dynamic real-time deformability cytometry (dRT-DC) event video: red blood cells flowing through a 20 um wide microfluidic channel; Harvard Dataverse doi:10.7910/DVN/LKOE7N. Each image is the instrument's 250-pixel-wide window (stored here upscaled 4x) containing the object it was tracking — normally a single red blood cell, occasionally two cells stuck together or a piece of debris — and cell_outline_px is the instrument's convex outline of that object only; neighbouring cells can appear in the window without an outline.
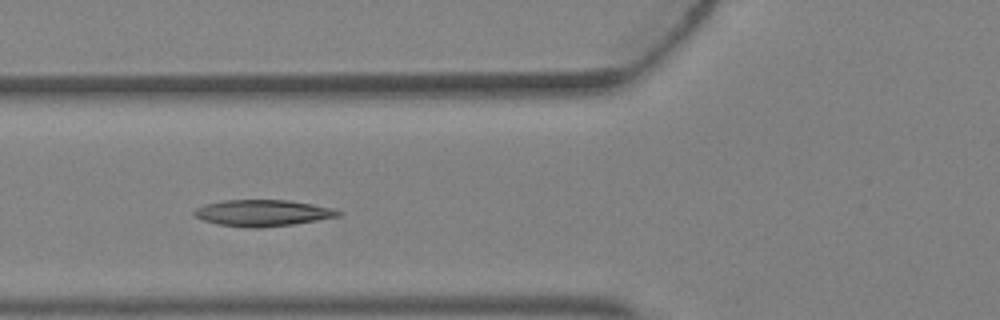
{"species": "Egyptian fruit bat (a non-hibernating species)", "species_latin": "Rousettus aegyptiacus", "temperature_condition": "warm", "stored_images_in_passage": 5, "camera_frame_rate_fps": 3000, "um_per_image_px": 0.085, "animal": {"sex": "female"}, "frame": {"image": 1, "passage_image": 5, "time_ms": 1.333, "image_size_px": [1000, 320], "cell_outline_px": [[344, 212], [340, 216], [292, 224], [260, 228], [248, 228], [220, 224], [204, 220], [192, 216], [192, 212], [196, 208], [204, 204], [224, 200], [288, 200], [312, 204], [332, 208]], "centroid_in_image_um": [22.3, 18.1], "position_along_channel_um": 103.5, "area_um2": 22.14}}